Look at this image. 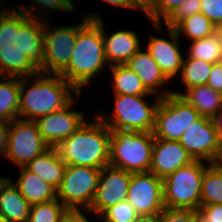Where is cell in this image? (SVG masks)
<instances>
[{
    "label": "cell",
    "mask_w": 222,
    "mask_h": 222,
    "mask_svg": "<svg viewBox=\"0 0 222 222\" xmlns=\"http://www.w3.org/2000/svg\"><path fill=\"white\" fill-rule=\"evenodd\" d=\"M0 10V76L44 73V21L33 8Z\"/></svg>",
    "instance_id": "obj_1"
},
{
    "label": "cell",
    "mask_w": 222,
    "mask_h": 222,
    "mask_svg": "<svg viewBox=\"0 0 222 222\" xmlns=\"http://www.w3.org/2000/svg\"><path fill=\"white\" fill-rule=\"evenodd\" d=\"M101 19L99 14L84 16L83 23L78 24L77 39L69 64L59 74L79 93L93 77L101 73L104 65L107 66Z\"/></svg>",
    "instance_id": "obj_2"
},
{
    "label": "cell",
    "mask_w": 222,
    "mask_h": 222,
    "mask_svg": "<svg viewBox=\"0 0 222 222\" xmlns=\"http://www.w3.org/2000/svg\"><path fill=\"white\" fill-rule=\"evenodd\" d=\"M31 78L33 82L26 88ZM71 93L78 96L82 94L59 74L39 72L30 77L20 78L19 119L35 121L39 117L60 110L74 99Z\"/></svg>",
    "instance_id": "obj_3"
},
{
    "label": "cell",
    "mask_w": 222,
    "mask_h": 222,
    "mask_svg": "<svg viewBox=\"0 0 222 222\" xmlns=\"http://www.w3.org/2000/svg\"><path fill=\"white\" fill-rule=\"evenodd\" d=\"M111 131L95 115L92 122L84 123L56 149L67 165L89 166L102 169L109 165Z\"/></svg>",
    "instance_id": "obj_4"
},
{
    "label": "cell",
    "mask_w": 222,
    "mask_h": 222,
    "mask_svg": "<svg viewBox=\"0 0 222 222\" xmlns=\"http://www.w3.org/2000/svg\"><path fill=\"white\" fill-rule=\"evenodd\" d=\"M154 139L153 132L111 131L109 165L131 173L149 172Z\"/></svg>",
    "instance_id": "obj_5"
},
{
    "label": "cell",
    "mask_w": 222,
    "mask_h": 222,
    "mask_svg": "<svg viewBox=\"0 0 222 222\" xmlns=\"http://www.w3.org/2000/svg\"><path fill=\"white\" fill-rule=\"evenodd\" d=\"M202 160H194L163 179L164 205L172 209L198 210L205 169Z\"/></svg>",
    "instance_id": "obj_6"
},
{
    "label": "cell",
    "mask_w": 222,
    "mask_h": 222,
    "mask_svg": "<svg viewBox=\"0 0 222 222\" xmlns=\"http://www.w3.org/2000/svg\"><path fill=\"white\" fill-rule=\"evenodd\" d=\"M146 96L115 95L113 118L107 113L100 112L97 117L109 128L134 130L138 132H152L155 124V114L161 101L157 97L155 103L146 102Z\"/></svg>",
    "instance_id": "obj_7"
},
{
    "label": "cell",
    "mask_w": 222,
    "mask_h": 222,
    "mask_svg": "<svg viewBox=\"0 0 222 222\" xmlns=\"http://www.w3.org/2000/svg\"><path fill=\"white\" fill-rule=\"evenodd\" d=\"M201 115L180 95L171 93L161 98L155 114V138L179 141L191 123Z\"/></svg>",
    "instance_id": "obj_8"
},
{
    "label": "cell",
    "mask_w": 222,
    "mask_h": 222,
    "mask_svg": "<svg viewBox=\"0 0 222 222\" xmlns=\"http://www.w3.org/2000/svg\"><path fill=\"white\" fill-rule=\"evenodd\" d=\"M99 168L67 165L57 188V199L66 208L86 210L91 207L100 177Z\"/></svg>",
    "instance_id": "obj_9"
},
{
    "label": "cell",
    "mask_w": 222,
    "mask_h": 222,
    "mask_svg": "<svg viewBox=\"0 0 222 222\" xmlns=\"http://www.w3.org/2000/svg\"><path fill=\"white\" fill-rule=\"evenodd\" d=\"M49 148L35 121L18 118L10 122L5 158L12 161L19 168L25 167L36 156Z\"/></svg>",
    "instance_id": "obj_10"
},
{
    "label": "cell",
    "mask_w": 222,
    "mask_h": 222,
    "mask_svg": "<svg viewBox=\"0 0 222 222\" xmlns=\"http://www.w3.org/2000/svg\"><path fill=\"white\" fill-rule=\"evenodd\" d=\"M126 200L139 216L156 217L165 208L163 179L151 172L131 173Z\"/></svg>",
    "instance_id": "obj_11"
},
{
    "label": "cell",
    "mask_w": 222,
    "mask_h": 222,
    "mask_svg": "<svg viewBox=\"0 0 222 222\" xmlns=\"http://www.w3.org/2000/svg\"><path fill=\"white\" fill-rule=\"evenodd\" d=\"M44 22L45 74H60L69 64L78 34V25L51 27ZM52 29V30H51Z\"/></svg>",
    "instance_id": "obj_12"
},
{
    "label": "cell",
    "mask_w": 222,
    "mask_h": 222,
    "mask_svg": "<svg viewBox=\"0 0 222 222\" xmlns=\"http://www.w3.org/2000/svg\"><path fill=\"white\" fill-rule=\"evenodd\" d=\"M194 160L212 163L222 150V142L211 118L200 116L186 128L178 141Z\"/></svg>",
    "instance_id": "obj_13"
},
{
    "label": "cell",
    "mask_w": 222,
    "mask_h": 222,
    "mask_svg": "<svg viewBox=\"0 0 222 222\" xmlns=\"http://www.w3.org/2000/svg\"><path fill=\"white\" fill-rule=\"evenodd\" d=\"M131 172L111 165L104 166L100 171V177L96 194L89 209L98 217L110 206L127 199Z\"/></svg>",
    "instance_id": "obj_14"
},
{
    "label": "cell",
    "mask_w": 222,
    "mask_h": 222,
    "mask_svg": "<svg viewBox=\"0 0 222 222\" xmlns=\"http://www.w3.org/2000/svg\"><path fill=\"white\" fill-rule=\"evenodd\" d=\"M75 101L73 99L64 108L35 120L39 132L49 147H57L84 123V113L71 110L73 104H76Z\"/></svg>",
    "instance_id": "obj_15"
},
{
    "label": "cell",
    "mask_w": 222,
    "mask_h": 222,
    "mask_svg": "<svg viewBox=\"0 0 222 222\" xmlns=\"http://www.w3.org/2000/svg\"><path fill=\"white\" fill-rule=\"evenodd\" d=\"M193 161L194 159L178 141L155 138L149 172L164 179Z\"/></svg>",
    "instance_id": "obj_16"
},
{
    "label": "cell",
    "mask_w": 222,
    "mask_h": 222,
    "mask_svg": "<svg viewBox=\"0 0 222 222\" xmlns=\"http://www.w3.org/2000/svg\"><path fill=\"white\" fill-rule=\"evenodd\" d=\"M170 41L166 38L151 36L147 51L159 65L164 75L171 81L174 76L181 72L183 56L178 46L180 36L173 28L167 27Z\"/></svg>",
    "instance_id": "obj_17"
},
{
    "label": "cell",
    "mask_w": 222,
    "mask_h": 222,
    "mask_svg": "<svg viewBox=\"0 0 222 222\" xmlns=\"http://www.w3.org/2000/svg\"><path fill=\"white\" fill-rule=\"evenodd\" d=\"M125 65L138 75L145 87L154 95L157 93L160 97H165L172 93V90H160V87H164V84L170 80L164 75L159 65L155 62L147 50L142 51V48H140L125 63ZM157 87H159L158 89L160 92Z\"/></svg>",
    "instance_id": "obj_18"
},
{
    "label": "cell",
    "mask_w": 222,
    "mask_h": 222,
    "mask_svg": "<svg viewBox=\"0 0 222 222\" xmlns=\"http://www.w3.org/2000/svg\"><path fill=\"white\" fill-rule=\"evenodd\" d=\"M104 30L102 20L104 52L109 66L125 64L141 48L138 36L132 30H119L112 33L110 37H107Z\"/></svg>",
    "instance_id": "obj_19"
},
{
    "label": "cell",
    "mask_w": 222,
    "mask_h": 222,
    "mask_svg": "<svg viewBox=\"0 0 222 222\" xmlns=\"http://www.w3.org/2000/svg\"><path fill=\"white\" fill-rule=\"evenodd\" d=\"M31 205L12 183V179L0 180V215L9 222H27Z\"/></svg>",
    "instance_id": "obj_20"
},
{
    "label": "cell",
    "mask_w": 222,
    "mask_h": 222,
    "mask_svg": "<svg viewBox=\"0 0 222 222\" xmlns=\"http://www.w3.org/2000/svg\"><path fill=\"white\" fill-rule=\"evenodd\" d=\"M66 166L56 147H50L30 161L25 168L57 189L63 179Z\"/></svg>",
    "instance_id": "obj_21"
},
{
    "label": "cell",
    "mask_w": 222,
    "mask_h": 222,
    "mask_svg": "<svg viewBox=\"0 0 222 222\" xmlns=\"http://www.w3.org/2000/svg\"><path fill=\"white\" fill-rule=\"evenodd\" d=\"M20 169L21 174L18 181L12 183L31 206L57 199L56 188L25 167H20Z\"/></svg>",
    "instance_id": "obj_22"
},
{
    "label": "cell",
    "mask_w": 222,
    "mask_h": 222,
    "mask_svg": "<svg viewBox=\"0 0 222 222\" xmlns=\"http://www.w3.org/2000/svg\"><path fill=\"white\" fill-rule=\"evenodd\" d=\"M186 92H172L185 99L201 116L212 118L222 108V93L208 85L195 86Z\"/></svg>",
    "instance_id": "obj_23"
},
{
    "label": "cell",
    "mask_w": 222,
    "mask_h": 222,
    "mask_svg": "<svg viewBox=\"0 0 222 222\" xmlns=\"http://www.w3.org/2000/svg\"><path fill=\"white\" fill-rule=\"evenodd\" d=\"M113 74V88L115 95L150 96L151 93L138 75L125 64L109 66Z\"/></svg>",
    "instance_id": "obj_24"
},
{
    "label": "cell",
    "mask_w": 222,
    "mask_h": 222,
    "mask_svg": "<svg viewBox=\"0 0 222 222\" xmlns=\"http://www.w3.org/2000/svg\"><path fill=\"white\" fill-rule=\"evenodd\" d=\"M20 78L0 76V120L11 122L19 118Z\"/></svg>",
    "instance_id": "obj_25"
},
{
    "label": "cell",
    "mask_w": 222,
    "mask_h": 222,
    "mask_svg": "<svg viewBox=\"0 0 222 222\" xmlns=\"http://www.w3.org/2000/svg\"><path fill=\"white\" fill-rule=\"evenodd\" d=\"M212 64L189 56L183 59L180 79L185 90L195 86L207 85Z\"/></svg>",
    "instance_id": "obj_26"
},
{
    "label": "cell",
    "mask_w": 222,
    "mask_h": 222,
    "mask_svg": "<svg viewBox=\"0 0 222 222\" xmlns=\"http://www.w3.org/2000/svg\"><path fill=\"white\" fill-rule=\"evenodd\" d=\"M215 29L216 26L214 23L202 13H197L186 18L174 28L178 36H180L182 32L183 35L191 41L211 36L215 33Z\"/></svg>",
    "instance_id": "obj_27"
},
{
    "label": "cell",
    "mask_w": 222,
    "mask_h": 222,
    "mask_svg": "<svg viewBox=\"0 0 222 222\" xmlns=\"http://www.w3.org/2000/svg\"><path fill=\"white\" fill-rule=\"evenodd\" d=\"M222 204V173L212 163L205 169L201 187V206Z\"/></svg>",
    "instance_id": "obj_28"
},
{
    "label": "cell",
    "mask_w": 222,
    "mask_h": 222,
    "mask_svg": "<svg viewBox=\"0 0 222 222\" xmlns=\"http://www.w3.org/2000/svg\"><path fill=\"white\" fill-rule=\"evenodd\" d=\"M188 52L190 58L208 63H218L222 61L221 45L215 33L211 36L192 41Z\"/></svg>",
    "instance_id": "obj_29"
},
{
    "label": "cell",
    "mask_w": 222,
    "mask_h": 222,
    "mask_svg": "<svg viewBox=\"0 0 222 222\" xmlns=\"http://www.w3.org/2000/svg\"><path fill=\"white\" fill-rule=\"evenodd\" d=\"M66 207L58 200L32 205L27 222H59Z\"/></svg>",
    "instance_id": "obj_30"
},
{
    "label": "cell",
    "mask_w": 222,
    "mask_h": 222,
    "mask_svg": "<svg viewBox=\"0 0 222 222\" xmlns=\"http://www.w3.org/2000/svg\"><path fill=\"white\" fill-rule=\"evenodd\" d=\"M185 0H153L144 11L154 28L161 32V20L165 22Z\"/></svg>",
    "instance_id": "obj_31"
},
{
    "label": "cell",
    "mask_w": 222,
    "mask_h": 222,
    "mask_svg": "<svg viewBox=\"0 0 222 222\" xmlns=\"http://www.w3.org/2000/svg\"><path fill=\"white\" fill-rule=\"evenodd\" d=\"M139 215L127 200L107 208L99 217L103 222H131Z\"/></svg>",
    "instance_id": "obj_32"
},
{
    "label": "cell",
    "mask_w": 222,
    "mask_h": 222,
    "mask_svg": "<svg viewBox=\"0 0 222 222\" xmlns=\"http://www.w3.org/2000/svg\"><path fill=\"white\" fill-rule=\"evenodd\" d=\"M202 0H185L178 9L164 22L166 27L175 28L181 21L201 13Z\"/></svg>",
    "instance_id": "obj_33"
},
{
    "label": "cell",
    "mask_w": 222,
    "mask_h": 222,
    "mask_svg": "<svg viewBox=\"0 0 222 222\" xmlns=\"http://www.w3.org/2000/svg\"><path fill=\"white\" fill-rule=\"evenodd\" d=\"M156 222H197V211L165 207L156 216Z\"/></svg>",
    "instance_id": "obj_34"
},
{
    "label": "cell",
    "mask_w": 222,
    "mask_h": 222,
    "mask_svg": "<svg viewBox=\"0 0 222 222\" xmlns=\"http://www.w3.org/2000/svg\"><path fill=\"white\" fill-rule=\"evenodd\" d=\"M201 13L214 25L222 23V0H202Z\"/></svg>",
    "instance_id": "obj_35"
},
{
    "label": "cell",
    "mask_w": 222,
    "mask_h": 222,
    "mask_svg": "<svg viewBox=\"0 0 222 222\" xmlns=\"http://www.w3.org/2000/svg\"><path fill=\"white\" fill-rule=\"evenodd\" d=\"M197 222H222V204L200 206L197 210Z\"/></svg>",
    "instance_id": "obj_36"
},
{
    "label": "cell",
    "mask_w": 222,
    "mask_h": 222,
    "mask_svg": "<svg viewBox=\"0 0 222 222\" xmlns=\"http://www.w3.org/2000/svg\"><path fill=\"white\" fill-rule=\"evenodd\" d=\"M33 3L39 5L43 9H53V11L70 12L75 8L66 0H31Z\"/></svg>",
    "instance_id": "obj_37"
},
{
    "label": "cell",
    "mask_w": 222,
    "mask_h": 222,
    "mask_svg": "<svg viewBox=\"0 0 222 222\" xmlns=\"http://www.w3.org/2000/svg\"><path fill=\"white\" fill-rule=\"evenodd\" d=\"M207 85L214 91L222 93V61L212 64Z\"/></svg>",
    "instance_id": "obj_38"
},
{
    "label": "cell",
    "mask_w": 222,
    "mask_h": 222,
    "mask_svg": "<svg viewBox=\"0 0 222 222\" xmlns=\"http://www.w3.org/2000/svg\"><path fill=\"white\" fill-rule=\"evenodd\" d=\"M59 222H89V220L86 215L84 216L80 208H66Z\"/></svg>",
    "instance_id": "obj_39"
},
{
    "label": "cell",
    "mask_w": 222,
    "mask_h": 222,
    "mask_svg": "<svg viewBox=\"0 0 222 222\" xmlns=\"http://www.w3.org/2000/svg\"><path fill=\"white\" fill-rule=\"evenodd\" d=\"M10 122L0 120V155L3 157L6 155L8 146Z\"/></svg>",
    "instance_id": "obj_40"
},
{
    "label": "cell",
    "mask_w": 222,
    "mask_h": 222,
    "mask_svg": "<svg viewBox=\"0 0 222 222\" xmlns=\"http://www.w3.org/2000/svg\"><path fill=\"white\" fill-rule=\"evenodd\" d=\"M211 120L222 142V108L211 118Z\"/></svg>",
    "instance_id": "obj_41"
},
{
    "label": "cell",
    "mask_w": 222,
    "mask_h": 222,
    "mask_svg": "<svg viewBox=\"0 0 222 222\" xmlns=\"http://www.w3.org/2000/svg\"><path fill=\"white\" fill-rule=\"evenodd\" d=\"M107 3H110L111 5H114L116 7H122V8H128V9H138L131 0H104Z\"/></svg>",
    "instance_id": "obj_42"
},
{
    "label": "cell",
    "mask_w": 222,
    "mask_h": 222,
    "mask_svg": "<svg viewBox=\"0 0 222 222\" xmlns=\"http://www.w3.org/2000/svg\"><path fill=\"white\" fill-rule=\"evenodd\" d=\"M153 0H131V2L143 12L149 7Z\"/></svg>",
    "instance_id": "obj_43"
},
{
    "label": "cell",
    "mask_w": 222,
    "mask_h": 222,
    "mask_svg": "<svg viewBox=\"0 0 222 222\" xmlns=\"http://www.w3.org/2000/svg\"><path fill=\"white\" fill-rule=\"evenodd\" d=\"M212 164L215 168L222 173V150L221 152L215 157Z\"/></svg>",
    "instance_id": "obj_44"
},
{
    "label": "cell",
    "mask_w": 222,
    "mask_h": 222,
    "mask_svg": "<svg viewBox=\"0 0 222 222\" xmlns=\"http://www.w3.org/2000/svg\"><path fill=\"white\" fill-rule=\"evenodd\" d=\"M131 222H156V217L149 216H138L136 219Z\"/></svg>",
    "instance_id": "obj_45"
},
{
    "label": "cell",
    "mask_w": 222,
    "mask_h": 222,
    "mask_svg": "<svg viewBox=\"0 0 222 222\" xmlns=\"http://www.w3.org/2000/svg\"><path fill=\"white\" fill-rule=\"evenodd\" d=\"M215 34L217 35L220 45H221V50H222V23L216 25V29H215Z\"/></svg>",
    "instance_id": "obj_46"
},
{
    "label": "cell",
    "mask_w": 222,
    "mask_h": 222,
    "mask_svg": "<svg viewBox=\"0 0 222 222\" xmlns=\"http://www.w3.org/2000/svg\"><path fill=\"white\" fill-rule=\"evenodd\" d=\"M0 222H9L3 216L0 215Z\"/></svg>",
    "instance_id": "obj_47"
},
{
    "label": "cell",
    "mask_w": 222,
    "mask_h": 222,
    "mask_svg": "<svg viewBox=\"0 0 222 222\" xmlns=\"http://www.w3.org/2000/svg\"><path fill=\"white\" fill-rule=\"evenodd\" d=\"M66 1L75 8V6H74L73 2H71V0H66Z\"/></svg>",
    "instance_id": "obj_48"
}]
</instances>
